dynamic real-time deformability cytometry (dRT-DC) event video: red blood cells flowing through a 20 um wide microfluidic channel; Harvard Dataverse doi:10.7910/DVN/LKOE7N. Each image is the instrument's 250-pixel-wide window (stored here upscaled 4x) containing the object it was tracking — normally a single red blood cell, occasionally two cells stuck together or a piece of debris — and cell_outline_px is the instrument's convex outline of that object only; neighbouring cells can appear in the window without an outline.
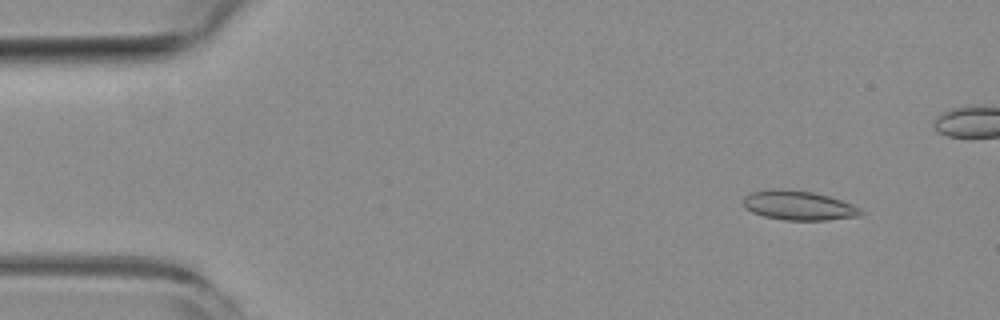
{"species": "common noctule bat (a hibernating species)", "species_latin": "Nyctalus noctula", "temperature_condition": "room temperature", "stored_images_in_passage": 50, "camera_frame_rate_fps": 3000, "um_per_image_px": 0.085, "animal": {"sex": "female", "body_mass_g": 19.3, "forearm_length_mm": 54.1}, "frame": {"image": 1, "passage_image": 1, "time_ms": 0.0, "image_size_px": [1000, 320], "cell_outline_px": [[864, 212], [860, 216], [828, 220], [784, 220], [764, 216], [752, 212], [744, 208], [744, 196], [752, 192], [780, 188], [812, 192], [828, 196], [852, 204], [860, 208]], "centroid_in_image_um": [67.89, 17.47], "position_along_channel_um": 17.1, "area_um2": 20.06}}
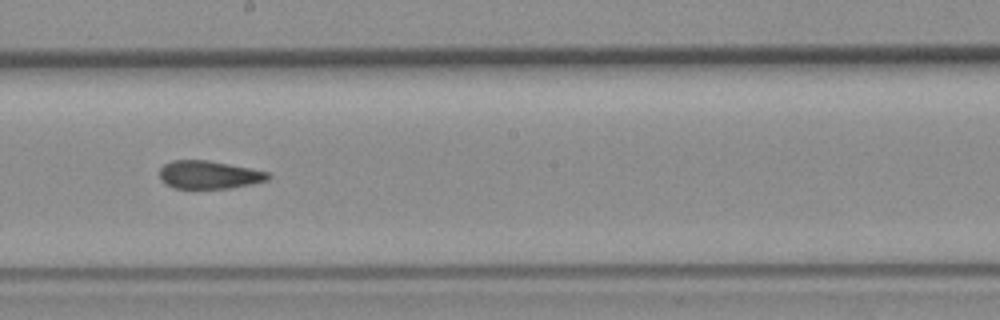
{"frame": {"image": 2, "passage_image": 25, "time_ms": 8.0, "image_size_px": [1000, 320], "cell_outline_px": [[272, 176], [268, 180], [232, 188], [172, 188], [164, 184], [160, 180], [160, 168], [164, 164], [172, 160], [208, 160], [268, 172]], "centroid_in_image_um": [17.73, 14.86], "position_along_channel_um": 230.5, "area_um2": 17.74}}
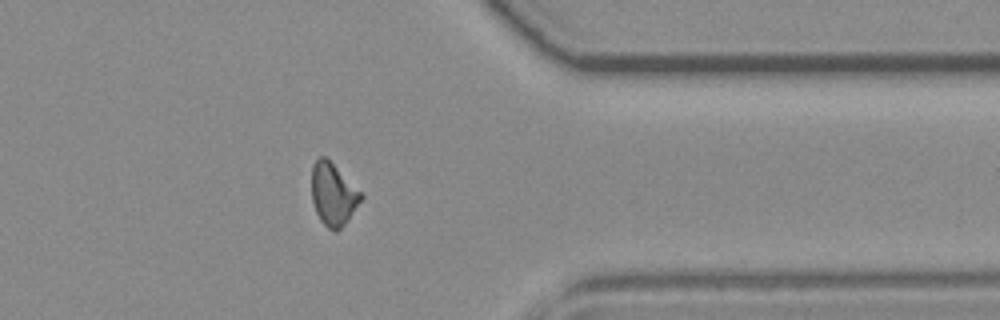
{"frame": {"image": 3, "passage_image": 38, "time_ms": 12.333, "image_size_px": [1000, 320], "cell_outline_px": [[364, 196], [348, 220], [336, 232], [328, 228], [320, 220], [316, 212], [312, 200], [312, 164], [320, 156], [324, 156], [364, 192]], "centroid_in_image_um": [28.34, 16.51], "position_along_channel_um": 383.1, "area_um2": 18.03}, "authors_computed_cell_mechanics": {"area_um2": 18.207, "velocity_mm_per_s": 3.8426, "shape_relaxation_time_tau1_ms": null, "shape_relaxation_time_tau2_ms": 2.7023, "deformation_change_tau1": null, "deformation_change_tau2": 0.0811}}